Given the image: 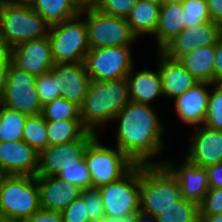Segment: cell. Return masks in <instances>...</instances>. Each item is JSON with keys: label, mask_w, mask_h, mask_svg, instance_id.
Returning a JSON list of instances; mask_svg holds the SVG:
<instances>
[{"label": "cell", "mask_w": 222, "mask_h": 222, "mask_svg": "<svg viewBox=\"0 0 222 222\" xmlns=\"http://www.w3.org/2000/svg\"><path fill=\"white\" fill-rule=\"evenodd\" d=\"M156 107L130 101L112 122L113 145L135 164H163L166 160H157L167 150L168 128L159 118Z\"/></svg>", "instance_id": "cell-1"}, {"label": "cell", "mask_w": 222, "mask_h": 222, "mask_svg": "<svg viewBox=\"0 0 222 222\" xmlns=\"http://www.w3.org/2000/svg\"><path fill=\"white\" fill-rule=\"evenodd\" d=\"M130 102L127 79L91 80L80 106V119L88 130L101 135L117 114ZM108 124V125H107ZM103 129V130H102Z\"/></svg>", "instance_id": "cell-2"}, {"label": "cell", "mask_w": 222, "mask_h": 222, "mask_svg": "<svg viewBox=\"0 0 222 222\" xmlns=\"http://www.w3.org/2000/svg\"><path fill=\"white\" fill-rule=\"evenodd\" d=\"M181 197L175 175L164 164L140 165V212L156 217Z\"/></svg>", "instance_id": "cell-3"}, {"label": "cell", "mask_w": 222, "mask_h": 222, "mask_svg": "<svg viewBox=\"0 0 222 222\" xmlns=\"http://www.w3.org/2000/svg\"><path fill=\"white\" fill-rule=\"evenodd\" d=\"M50 25L27 3H0V39L10 50L48 36Z\"/></svg>", "instance_id": "cell-4"}, {"label": "cell", "mask_w": 222, "mask_h": 222, "mask_svg": "<svg viewBox=\"0 0 222 222\" xmlns=\"http://www.w3.org/2000/svg\"><path fill=\"white\" fill-rule=\"evenodd\" d=\"M40 208L36 176L0 175V218L24 222Z\"/></svg>", "instance_id": "cell-5"}, {"label": "cell", "mask_w": 222, "mask_h": 222, "mask_svg": "<svg viewBox=\"0 0 222 222\" xmlns=\"http://www.w3.org/2000/svg\"><path fill=\"white\" fill-rule=\"evenodd\" d=\"M102 137L103 135H97L84 152L92 188H99L120 179L135 165L117 146L104 144Z\"/></svg>", "instance_id": "cell-6"}, {"label": "cell", "mask_w": 222, "mask_h": 222, "mask_svg": "<svg viewBox=\"0 0 222 222\" xmlns=\"http://www.w3.org/2000/svg\"><path fill=\"white\" fill-rule=\"evenodd\" d=\"M48 38L54 63L84 62L90 49L86 21L81 14L50 26Z\"/></svg>", "instance_id": "cell-7"}, {"label": "cell", "mask_w": 222, "mask_h": 222, "mask_svg": "<svg viewBox=\"0 0 222 222\" xmlns=\"http://www.w3.org/2000/svg\"><path fill=\"white\" fill-rule=\"evenodd\" d=\"M98 189L105 217L133 218L140 212V165L135 164L123 177Z\"/></svg>", "instance_id": "cell-8"}, {"label": "cell", "mask_w": 222, "mask_h": 222, "mask_svg": "<svg viewBox=\"0 0 222 222\" xmlns=\"http://www.w3.org/2000/svg\"><path fill=\"white\" fill-rule=\"evenodd\" d=\"M86 21L90 49L111 46H133L140 40L126 18L106 15L95 8L81 10Z\"/></svg>", "instance_id": "cell-9"}, {"label": "cell", "mask_w": 222, "mask_h": 222, "mask_svg": "<svg viewBox=\"0 0 222 222\" xmlns=\"http://www.w3.org/2000/svg\"><path fill=\"white\" fill-rule=\"evenodd\" d=\"M132 47L134 46L89 49L84 64L91 80L125 79L132 68L137 65Z\"/></svg>", "instance_id": "cell-10"}, {"label": "cell", "mask_w": 222, "mask_h": 222, "mask_svg": "<svg viewBox=\"0 0 222 222\" xmlns=\"http://www.w3.org/2000/svg\"><path fill=\"white\" fill-rule=\"evenodd\" d=\"M36 77L10 63L7 71L4 96L0 104L26 115L42 112L43 105L36 90Z\"/></svg>", "instance_id": "cell-11"}, {"label": "cell", "mask_w": 222, "mask_h": 222, "mask_svg": "<svg viewBox=\"0 0 222 222\" xmlns=\"http://www.w3.org/2000/svg\"><path fill=\"white\" fill-rule=\"evenodd\" d=\"M96 136V133L87 131L78 140L48 146L39 153V167L36 176H56L62 169L75 164L84 156L86 147Z\"/></svg>", "instance_id": "cell-12"}, {"label": "cell", "mask_w": 222, "mask_h": 222, "mask_svg": "<svg viewBox=\"0 0 222 222\" xmlns=\"http://www.w3.org/2000/svg\"><path fill=\"white\" fill-rule=\"evenodd\" d=\"M188 149L183 155L200 167H208L222 162V131L205 125L190 129Z\"/></svg>", "instance_id": "cell-13"}, {"label": "cell", "mask_w": 222, "mask_h": 222, "mask_svg": "<svg viewBox=\"0 0 222 222\" xmlns=\"http://www.w3.org/2000/svg\"><path fill=\"white\" fill-rule=\"evenodd\" d=\"M212 85V83L198 82L172 100L171 111L176 113L172 115H176V119L180 120L182 125L188 126L189 130L204 124Z\"/></svg>", "instance_id": "cell-14"}, {"label": "cell", "mask_w": 222, "mask_h": 222, "mask_svg": "<svg viewBox=\"0 0 222 222\" xmlns=\"http://www.w3.org/2000/svg\"><path fill=\"white\" fill-rule=\"evenodd\" d=\"M221 36L222 26L220 24L212 21L205 22L201 25L185 28L161 52L171 59L178 60L195 48L216 45Z\"/></svg>", "instance_id": "cell-15"}, {"label": "cell", "mask_w": 222, "mask_h": 222, "mask_svg": "<svg viewBox=\"0 0 222 222\" xmlns=\"http://www.w3.org/2000/svg\"><path fill=\"white\" fill-rule=\"evenodd\" d=\"M179 160L177 163L170 157L163 164L175 175L182 198L200 205L209 190L207 171L185 156Z\"/></svg>", "instance_id": "cell-16"}, {"label": "cell", "mask_w": 222, "mask_h": 222, "mask_svg": "<svg viewBox=\"0 0 222 222\" xmlns=\"http://www.w3.org/2000/svg\"><path fill=\"white\" fill-rule=\"evenodd\" d=\"M39 153L23 140L0 142V175L36 176Z\"/></svg>", "instance_id": "cell-17"}, {"label": "cell", "mask_w": 222, "mask_h": 222, "mask_svg": "<svg viewBox=\"0 0 222 222\" xmlns=\"http://www.w3.org/2000/svg\"><path fill=\"white\" fill-rule=\"evenodd\" d=\"M11 62L35 77L47 73L55 64L48 36L22 42L10 50Z\"/></svg>", "instance_id": "cell-18"}, {"label": "cell", "mask_w": 222, "mask_h": 222, "mask_svg": "<svg viewBox=\"0 0 222 222\" xmlns=\"http://www.w3.org/2000/svg\"><path fill=\"white\" fill-rule=\"evenodd\" d=\"M51 71L56 76V86L61 97L80 107L91 82L84 62L55 63Z\"/></svg>", "instance_id": "cell-19"}, {"label": "cell", "mask_w": 222, "mask_h": 222, "mask_svg": "<svg viewBox=\"0 0 222 222\" xmlns=\"http://www.w3.org/2000/svg\"><path fill=\"white\" fill-rule=\"evenodd\" d=\"M135 65L126 79L129 86L130 101L156 106L157 99L164 100L161 76L158 67L139 68Z\"/></svg>", "instance_id": "cell-20"}, {"label": "cell", "mask_w": 222, "mask_h": 222, "mask_svg": "<svg viewBox=\"0 0 222 222\" xmlns=\"http://www.w3.org/2000/svg\"><path fill=\"white\" fill-rule=\"evenodd\" d=\"M157 64L165 100L172 101L192 88L198 81L185 69L179 60L171 59L161 51L156 53Z\"/></svg>", "instance_id": "cell-21"}, {"label": "cell", "mask_w": 222, "mask_h": 222, "mask_svg": "<svg viewBox=\"0 0 222 222\" xmlns=\"http://www.w3.org/2000/svg\"><path fill=\"white\" fill-rule=\"evenodd\" d=\"M36 179L43 209L62 212L81 195L82 189L57 176H36Z\"/></svg>", "instance_id": "cell-22"}, {"label": "cell", "mask_w": 222, "mask_h": 222, "mask_svg": "<svg viewBox=\"0 0 222 222\" xmlns=\"http://www.w3.org/2000/svg\"><path fill=\"white\" fill-rule=\"evenodd\" d=\"M182 3L161 4L157 29L152 36L156 51H161L171 40L185 29Z\"/></svg>", "instance_id": "cell-23"}, {"label": "cell", "mask_w": 222, "mask_h": 222, "mask_svg": "<svg viewBox=\"0 0 222 222\" xmlns=\"http://www.w3.org/2000/svg\"><path fill=\"white\" fill-rule=\"evenodd\" d=\"M161 5L147 0H136L126 17L132 32L141 41L144 37H152L157 29Z\"/></svg>", "instance_id": "cell-24"}, {"label": "cell", "mask_w": 222, "mask_h": 222, "mask_svg": "<svg viewBox=\"0 0 222 222\" xmlns=\"http://www.w3.org/2000/svg\"><path fill=\"white\" fill-rule=\"evenodd\" d=\"M215 45L195 48L178 60L198 81L213 84Z\"/></svg>", "instance_id": "cell-25"}, {"label": "cell", "mask_w": 222, "mask_h": 222, "mask_svg": "<svg viewBox=\"0 0 222 222\" xmlns=\"http://www.w3.org/2000/svg\"><path fill=\"white\" fill-rule=\"evenodd\" d=\"M27 4L50 26L74 18L81 13L75 0H29Z\"/></svg>", "instance_id": "cell-26"}, {"label": "cell", "mask_w": 222, "mask_h": 222, "mask_svg": "<svg viewBox=\"0 0 222 222\" xmlns=\"http://www.w3.org/2000/svg\"><path fill=\"white\" fill-rule=\"evenodd\" d=\"M46 128L49 146L78 140L88 131L81 120L46 121Z\"/></svg>", "instance_id": "cell-27"}, {"label": "cell", "mask_w": 222, "mask_h": 222, "mask_svg": "<svg viewBox=\"0 0 222 222\" xmlns=\"http://www.w3.org/2000/svg\"><path fill=\"white\" fill-rule=\"evenodd\" d=\"M27 116L0 104V142L22 140Z\"/></svg>", "instance_id": "cell-28"}, {"label": "cell", "mask_w": 222, "mask_h": 222, "mask_svg": "<svg viewBox=\"0 0 222 222\" xmlns=\"http://www.w3.org/2000/svg\"><path fill=\"white\" fill-rule=\"evenodd\" d=\"M158 222H199L200 205L183 199L156 216Z\"/></svg>", "instance_id": "cell-29"}, {"label": "cell", "mask_w": 222, "mask_h": 222, "mask_svg": "<svg viewBox=\"0 0 222 222\" xmlns=\"http://www.w3.org/2000/svg\"><path fill=\"white\" fill-rule=\"evenodd\" d=\"M46 131V120L41 113L29 115L23 128L22 140L40 153L49 146Z\"/></svg>", "instance_id": "cell-30"}, {"label": "cell", "mask_w": 222, "mask_h": 222, "mask_svg": "<svg viewBox=\"0 0 222 222\" xmlns=\"http://www.w3.org/2000/svg\"><path fill=\"white\" fill-rule=\"evenodd\" d=\"M41 114L46 121L81 120L80 107L63 97L44 104Z\"/></svg>", "instance_id": "cell-31"}, {"label": "cell", "mask_w": 222, "mask_h": 222, "mask_svg": "<svg viewBox=\"0 0 222 222\" xmlns=\"http://www.w3.org/2000/svg\"><path fill=\"white\" fill-rule=\"evenodd\" d=\"M56 176L61 180H66L78 186L82 190L92 188V179L84 156L75 164L62 169Z\"/></svg>", "instance_id": "cell-32"}, {"label": "cell", "mask_w": 222, "mask_h": 222, "mask_svg": "<svg viewBox=\"0 0 222 222\" xmlns=\"http://www.w3.org/2000/svg\"><path fill=\"white\" fill-rule=\"evenodd\" d=\"M203 125L222 131V83L213 84L210 88L209 102Z\"/></svg>", "instance_id": "cell-33"}, {"label": "cell", "mask_w": 222, "mask_h": 222, "mask_svg": "<svg viewBox=\"0 0 222 222\" xmlns=\"http://www.w3.org/2000/svg\"><path fill=\"white\" fill-rule=\"evenodd\" d=\"M185 28L201 25L210 22V12L207 0H183Z\"/></svg>", "instance_id": "cell-34"}, {"label": "cell", "mask_w": 222, "mask_h": 222, "mask_svg": "<svg viewBox=\"0 0 222 222\" xmlns=\"http://www.w3.org/2000/svg\"><path fill=\"white\" fill-rule=\"evenodd\" d=\"M90 222H100L105 217L103 201L98 188H88L81 191Z\"/></svg>", "instance_id": "cell-35"}, {"label": "cell", "mask_w": 222, "mask_h": 222, "mask_svg": "<svg viewBox=\"0 0 222 222\" xmlns=\"http://www.w3.org/2000/svg\"><path fill=\"white\" fill-rule=\"evenodd\" d=\"M36 90L42 105L61 97L56 86V76L50 70L36 77Z\"/></svg>", "instance_id": "cell-36"}, {"label": "cell", "mask_w": 222, "mask_h": 222, "mask_svg": "<svg viewBox=\"0 0 222 222\" xmlns=\"http://www.w3.org/2000/svg\"><path fill=\"white\" fill-rule=\"evenodd\" d=\"M135 3L136 0H101L95 9L106 15L126 18Z\"/></svg>", "instance_id": "cell-37"}, {"label": "cell", "mask_w": 222, "mask_h": 222, "mask_svg": "<svg viewBox=\"0 0 222 222\" xmlns=\"http://www.w3.org/2000/svg\"><path fill=\"white\" fill-rule=\"evenodd\" d=\"M222 213V188H209L200 204V216Z\"/></svg>", "instance_id": "cell-38"}, {"label": "cell", "mask_w": 222, "mask_h": 222, "mask_svg": "<svg viewBox=\"0 0 222 222\" xmlns=\"http://www.w3.org/2000/svg\"><path fill=\"white\" fill-rule=\"evenodd\" d=\"M62 216L64 222H90L86 205L81 195L62 211Z\"/></svg>", "instance_id": "cell-39"}, {"label": "cell", "mask_w": 222, "mask_h": 222, "mask_svg": "<svg viewBox=\"0 0 222 222\" xmlns=\"http://www.w3.org/2000/svg\"><path fill=\"white\" fill-rule=\"evenodd\" d=\"M24 222H64L62 212L40 208Z\"/></svg>", "instance_id": "cell-40"}, {"label": "cell", "mask_w": 222, "mask_h": 222, "mask_svg": "<svg viewBox=\"0 0 222 222\" xmlns=\"http://www.w3.org/2000/svg\"><path fill=\"white\" fill-rule=\"evenodd\" d=\"M222 83V36L215 45L213 84Z\"/></svg>", "instance_id": "cell-41"}, {"label": "cell", "mask_w": 222, "mask_h": 222, "mask_svg": "<svg viewBox=\"0 0 222 222\" xmlns=\"http://www.w3.org/2000/svg\"><path fill=\"white\" fill-rule=\"evenodd\" d=\"M209 188H222V162L205 168Z\"/></svg>", "instance_id": "cell-42"}, {"label": "cell", "mask_w": 222, "mask_h": 222, "mask_svg": "<svg viewBox=\"0 0 222 222\" xmlns=\"http://www.w3.org/2000/svg\"><path fill=\"white\" fill-rule=\"evenodd\" d=\"M211 21L222 26V0H207Z\"/></svg>", "instance_id": "cell-43"}, {"label": "cell", "mask_w": 222, "mask_h": 222, "mask_svg": "<svg viewBox=\"0 0 222 222\" xmlns=\"http://www.w3.org/2000/svg\"><path fill=\"white\" fill-rule=\"evenodd\" d=\"M10 63L11 58H0V101L4 96L7 71Z\"/></svg>", "instance_id": "cell-44"}, {"label": "cell", "mask_w": 222, "mask_h": 222, "mask_svg": "<svg viewBox=\"0 0 222 222\" xmlns=\"http://www.w3.org/2000/svg\"><path fill=\"white\" fill-rule=\"evenodd\" d=\"M81 10L95 8L101 0H75Z\"/></svg>", "instance_id": "cell-45"}, {"label": "cell", "mask_w": 222, "mask_h": 222, "mask_svg": "<svg viewBox=\"0 0 222 222\" xmlns=\"http://www.w3.org/2000/svg\"><path fill=\"white\" fill-rule=\"evenodd\" d=\"M132 222H158L157 218L151 215H146L142 212H138L133 218Z\"/></svg>", "instance_id": "cell-46"}, {"label": "cell", "mask_w": 222, "mask_h": 222, "mask_svg": "<svg viewBox=\"0 0 222 222\" xmlns=\"http://www.w3.org/2000/svg\"><path fill=\"white\" fill-rule=\"evenodd\" d=\"M199 222H222V213L211 216H200Z\"/></svg>", "instance_id": "cell-47"}, {"label": "cell", "mask_w": 222, "mask_h": 222, "mask_svg": "<svg viewBox=\"0 0 222 222\" xmlns=\"http://www.w3.org/2000/svg\"><path fill=\"white\" fill-rule=\"evenodd\" d=\"M100 222H132V218H111L104 217Z\"/></svg>", "instance_id": "cell-48"}, {"label": "cell", "mask_w": 222, "mask_h": 222, "mask_svg": "<svg viewBox=\"0 0 222 222\" xmlns=\"http://www.w3.org/2000/svg\"><path fill=\"white\" fill-rule=\"evenodd\" d=\"M0 58H11L9 50L4 46V43L0 39Z\"/></svg>", "instance_id": "cell-49"}, {"label": "cell", "mask_w": 222, "mask_h": 222, "mask_svg": "<svg viewBox=\"0 0 222 222\" xmlns=\"http://www.w3.org/2000/svg\"><path fill=\"white\" fill-rule=\"evenodd\" d=\"M29 0H0V3H28Z\"/></svg>", "instance_id": "cell-50"}, {"label": "cell", "mask_w": 222, "mask_h": 222, "mask_svg": "<svg viewBox=\"0 0 222 222\" xmlns=\"http://www.w3.org/2000/svg\"><path fill=\"white\" fill-rule=\"evenodd\" d=\"M183 0H161V4L181 3Z\"/></svg>", "instance_id": "cell-51"}, {"label": "cell", "mask_w": 222, "mask_h": 222, "mask_svg": "<svg viewBox=\"0 0 222 222\" xmlns=\"http://www.w3.org/2000/svg\"><path fill=\"white\" fill-rule=\"evenodd\" d=\"M0 222H19V221H15V220H11V219L0 218Z\"/></svg>", "instance_id": "cell-52"}, {"label": "cell", "mask_w": 222, "mask_h": 222, "mask_svg": "<svg viewBox=\"0 0 222 222\" xmlns=\"http://www.w3.org/2000/svg\"><path fill=\"white\" fill-rule=\"evenodd\" d=\"M149 2H154L156 4H160L161 5V0H147Z\"/></svg>", "instance_id": "cell-53"}]
</instances>
